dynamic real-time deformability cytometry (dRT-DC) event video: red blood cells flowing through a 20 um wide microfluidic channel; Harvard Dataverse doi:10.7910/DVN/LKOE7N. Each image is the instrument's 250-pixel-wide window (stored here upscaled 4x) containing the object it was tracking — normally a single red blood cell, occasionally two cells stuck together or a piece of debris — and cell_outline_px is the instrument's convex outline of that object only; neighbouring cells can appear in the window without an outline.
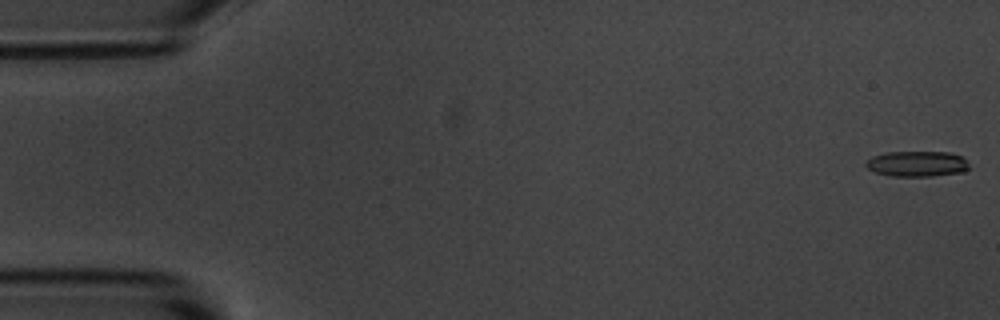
{"species": "common noctule bat (a hibernating species)", "species_latin": "Nyctalus noctula", "temperature_condition": "room temperature", "stored_images_in_passage": 6, "camera_frame_rate_fps": 3000, "um_per_image_px": 0.085, "animal": {"sex": "male", "body_mass_g": 20.1, "forearm_length_mm": 53.5}, "frame": {"image": 1, "passage_image": 1, "time_ms": 0.0, "image_size_px": [1000, 320], "cell_outline_px": [[968, 168], [964, 172], [932, 176], [892, 176], [876, 172], [868, 168], [864, 164], [872, 156], [884, 152], [952, 152], [964, 156], [968, 164]], "centroid_in_image_um": [77.98, 13.91], "position_along_channel_um": 7.0, "area_um2": 15.49}}
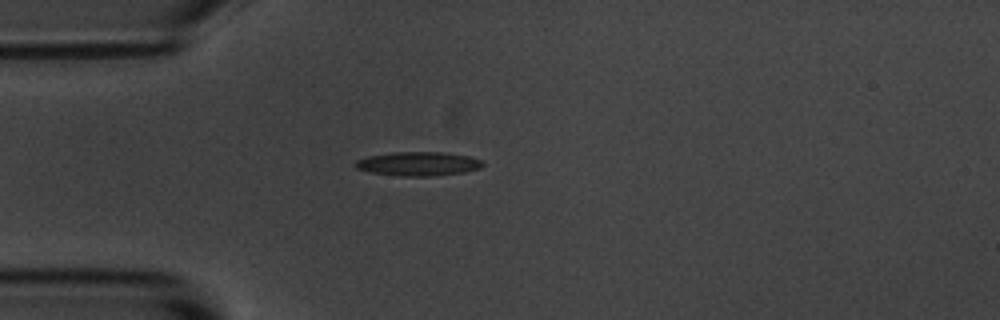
{"frame": {"image": 2, "passage_image": 5, "time_ms": 4.667, "image_size_px": [1000, 320], "cell_outline_px": [[484, 164], [480, 168], [464, 172], [428, 176], [400, 176], [368, 172], [356, 168], [352, 164], [356, 160], [368, 156], [392, 152], [440, 152], [468, 156], [480, 160]], "centroid_in_image_um": [35.48, 13.92], "position_along_channel_um": 49.5, "area_um2": 17.74}}